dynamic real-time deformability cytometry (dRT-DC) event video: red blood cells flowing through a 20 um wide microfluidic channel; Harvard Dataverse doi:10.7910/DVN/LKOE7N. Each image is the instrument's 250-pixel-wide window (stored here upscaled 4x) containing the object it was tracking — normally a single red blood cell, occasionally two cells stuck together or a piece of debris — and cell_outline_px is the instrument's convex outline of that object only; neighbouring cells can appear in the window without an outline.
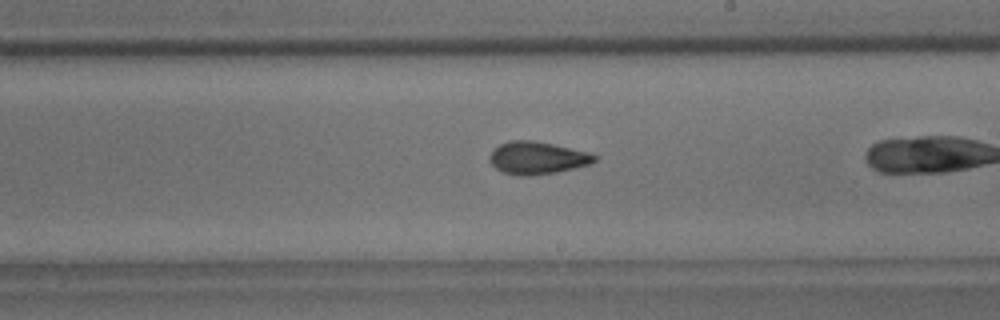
{"species": "common noctule bat (a hibernating species)", "species_latin": "Nyctalus noctula", "temperature_condition": "room temperature", "stored_images_in_passage": 38, "camera_frame_rate_fps": 3000, "um_per_image_px": 0.085, "animal": {"sex": "male", "body_mass_g": 18.8}, "frame": {"image": 1, "passage_image": 28, "time_ms": 9.0, "image_size_px": [1000, 320], "cell_outline_px": [[600, 156], [592, 164], [556, 172], [528, 176], [516, 176], [504, 172], [496, 168], [488, 160], [488, 156], [492, 148], [508, 140], [532, 140], [552, 144], [588, 152]], "centroid_in_image_um": [45.64, 13.42], "position_along_channel_um": 243.4, "area_um2": 20.11}}
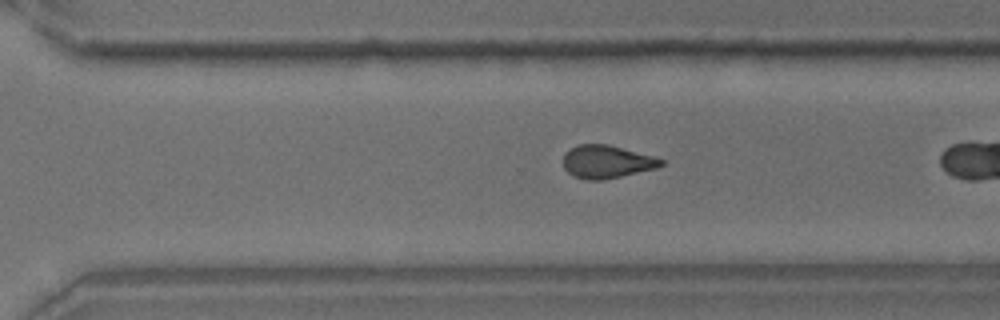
{"frame": {"image": 2, "passage_image": 34, "time_ms": 11.0, "image_size_px": [1000, 320], "cell_outline_px": [[664, 164], [656, 168], [620, 176], [600, 180], [588, 180], [572, 176], [564, 168], [564, 152], [580, 144], [608, 144], [656, 156], [664, 160]], "centroid_in_image_um": [51.58, 13.74], "position_along_channel_um": 319.0, "area_um2": 18.79}}